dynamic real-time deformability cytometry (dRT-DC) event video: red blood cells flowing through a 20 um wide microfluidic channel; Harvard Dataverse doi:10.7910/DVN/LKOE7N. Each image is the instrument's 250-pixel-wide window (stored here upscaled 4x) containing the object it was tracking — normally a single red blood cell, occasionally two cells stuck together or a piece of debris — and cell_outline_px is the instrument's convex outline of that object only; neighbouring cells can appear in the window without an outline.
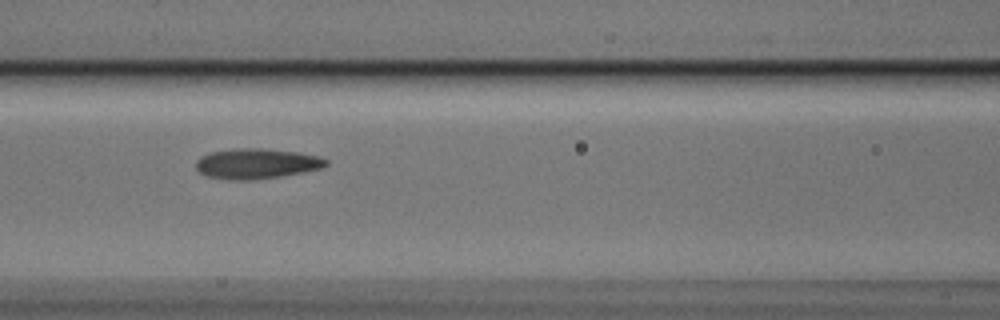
{"species": "Egyptian fruit bat (a non-hibernating species)", "species_latin": "Rousettus aegyptiacus", "temperature_condition": "cold", "stored_images_in_passage": 7, "camera_frame_rate_fps": 3000, "um_per_image_px": 0.085, "animal": {"sex": "male"}, "frame": {"image": 1, "passage_image": 5, "time_ms": 1.333, "image_size_px": [1000, 320], "cell_outline_px": [[328, 164], [320, 168], [304, 172], [280, 176], [252, 180], [228, 180], [208, 176], [200, 172], [196, 168], [196, 160], [200, 156], [212, 152], [236, 148], [264, 148], [300, 152], [320, 156], [328, 160]], "centroid_in_image_um": [21.82, 13.9], "position_along_channel_um": 144.8, "area_um2": 23.06}}
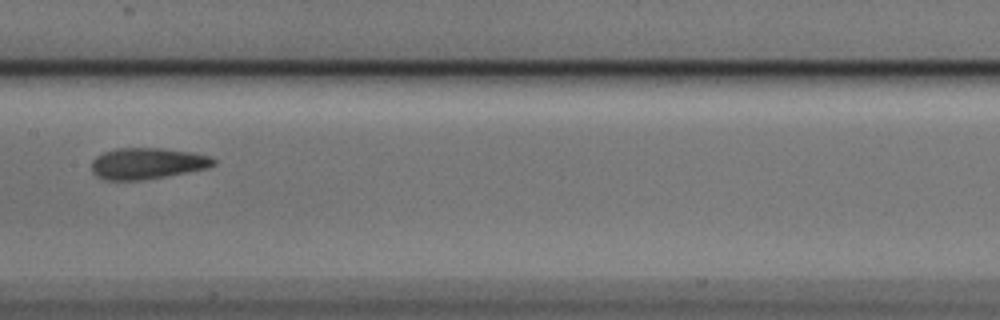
{"frame": {"image": 2, "passage_image": 6, "time_ms": 1.667, "image_size_px": [1000, 320], "cell_outline_px": [[216, 164], [208, 168], [188, 172], [144, 180], [104, 180], [96, 176], [92, 172], [92, 160], [96, 156], [104, 152], [116, 148], [160, 148], [192, 152], [208, 156], [216, 160]], "centroid_in_image_um": [12.5, 13.9], "position_along_channel_um": 194.9, "area_um2": 22.31}}
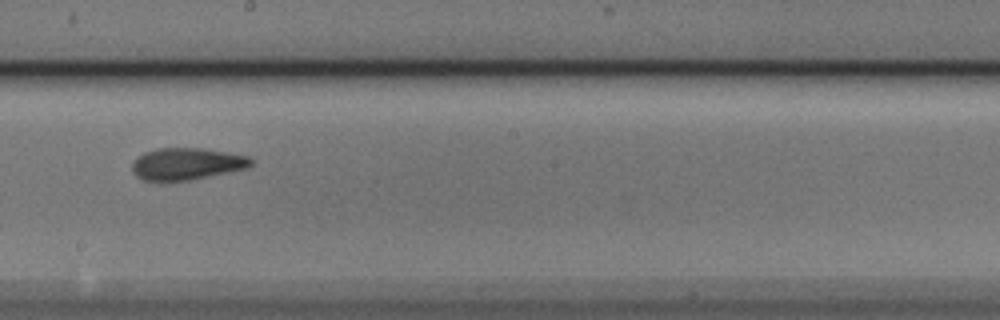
{"frame": {"image": 3, "passage_image": 7, "time_ms": 2.0, "image_size_px": [1000, 320], "cell_outline_px": [[256, 160], [248, 168], [188, 180], [160, 184], [144, 180], [136, 176], [132, 172], [132, 164], [144, 152], [156, 148], [204, 148], [248, 156]], "centroid_in_image_um": [15.85, 13.95], "position_along_channel_um": 232.4, "area_um2": 22.6}}